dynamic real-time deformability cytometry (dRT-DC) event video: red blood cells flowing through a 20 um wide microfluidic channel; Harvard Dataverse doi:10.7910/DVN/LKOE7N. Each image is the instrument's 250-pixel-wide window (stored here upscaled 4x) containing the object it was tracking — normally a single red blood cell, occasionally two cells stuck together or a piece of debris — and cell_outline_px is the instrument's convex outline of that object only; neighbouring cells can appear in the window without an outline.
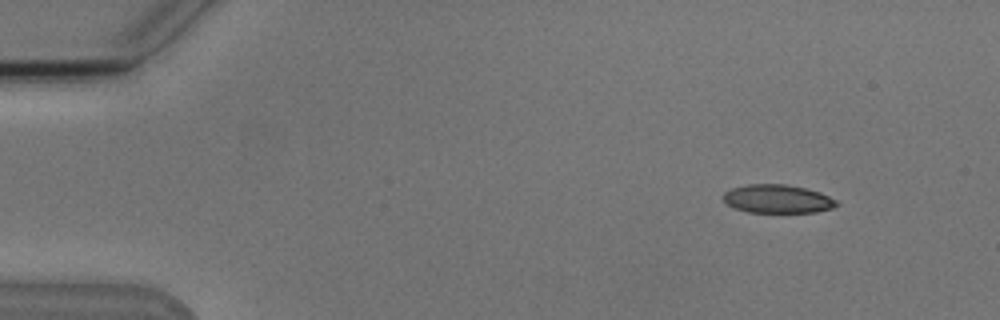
{"species": "Egyptian fruit bat (a non-hibernating species)", "species_latin": "Rousettus aegyptiacus", "temperature_condition": "cold", "stored_images_in_passage": 4, "camera_frame_rate_fps": 3000, "um_per_image_px": 0.085, "animal": {"sex": "male"}, "frame": {"image": 1, "passage_image": 2, "time_ms": 1.0, "image_size_px": [1000, 320], "cell_outline_px": [[840, 204], [832, 208], [816, 212], [748, 212], [736, 208], [728, 204], [724, 200], [724, 192], [732, 188], [748, 184], [784, 184], [804, 188], [820, 192], [836, 200]], "centroid_in_image_um": [66.11, 16.9], "position_along_channel_um": 18.9, "area_um2": 18.61}}
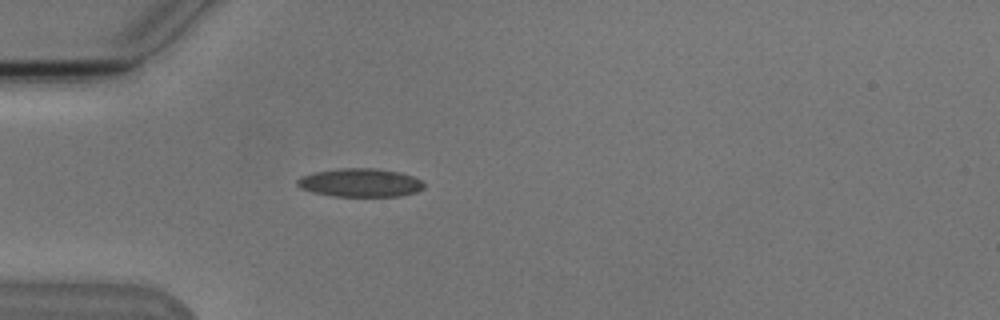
{"frame": {"image": 2, "passage_image": 4, "time_ms": 4.333, "image_size_px": [1000, 320], "cell_outline_px": [[424, 188], [416, 192], [400, 196], [332, 196], [312, 192], [300, 188], [296, 184], [296, 180], [300, 176], [316, 172], [340, 168], [376, 168], [400, 172], [412, 176], [420, 180], [424, 184]], "centroid_in_image_um": [30.6, 15.53], "position_along_channel_um": 54.4, "area_um2": 21.04}}